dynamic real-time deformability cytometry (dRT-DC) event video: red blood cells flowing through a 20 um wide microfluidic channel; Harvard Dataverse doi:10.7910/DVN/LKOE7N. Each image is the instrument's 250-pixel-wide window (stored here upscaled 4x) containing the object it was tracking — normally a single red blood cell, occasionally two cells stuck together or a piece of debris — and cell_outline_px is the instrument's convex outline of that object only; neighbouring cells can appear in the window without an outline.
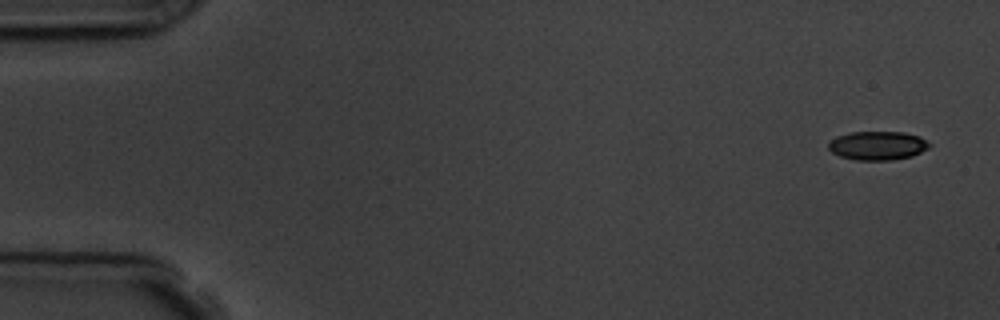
{"species": "common noctule bat (a hibernating species)", "species_latin": "Nyctalus noctula", "temperature_condition": "room temperature", "stored_images_in_passage": 5, "camera_frame_rate_fps": 3000, "um_per_image_px": 0.085, "animal": {"sex": "male", "body_mass_g": 19.5, "forearm_length_mm": 54.6}, "frame": {"image": 1, "passage_image": 1, "time_ms": 0.0, "image_size_px": [1000, 320], "cell_outline_px": [[932, 144], [928, 148], [912, 156], [892, 160], [856, 160], [840, 156], [832, 152], [828, 148], [828, 144], [836, 136], [852, 132], [904, 132], [920, 136]], "centroid_in_image_um": [74.61, 12.37], "position_along_channel_um": 10.4, "area_um2": 16.94}}
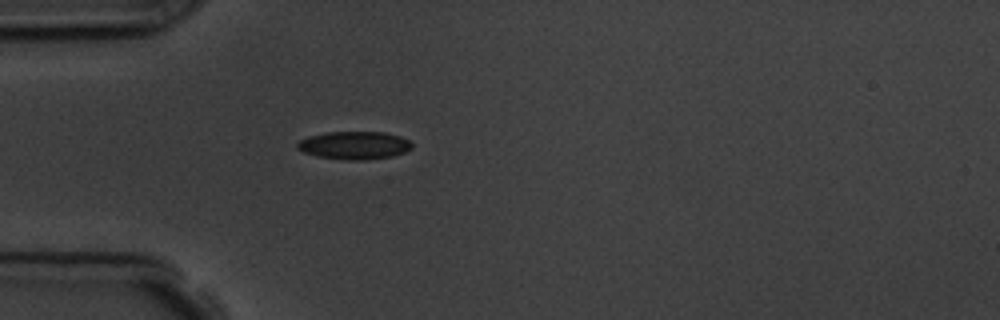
{"frame": {"image": 2, "passage_image": 5, "time_ms": 4.667, "image_size_px": [1000, 320], "cell_outline_px": [[412, 148], [404, 152], [392, 156], [364, 160], [348, 160], [316, 156], [304, 152], [296, 148], [296, 144], [300, 140], [308, 136], [328, 132], [384, 132], [400, 136], [408, 140], [412, 144]], "centroid_in_image_um": [30.1, 12.35], "position_along_channel_um": 54.9, "area_um2": 18.61}}